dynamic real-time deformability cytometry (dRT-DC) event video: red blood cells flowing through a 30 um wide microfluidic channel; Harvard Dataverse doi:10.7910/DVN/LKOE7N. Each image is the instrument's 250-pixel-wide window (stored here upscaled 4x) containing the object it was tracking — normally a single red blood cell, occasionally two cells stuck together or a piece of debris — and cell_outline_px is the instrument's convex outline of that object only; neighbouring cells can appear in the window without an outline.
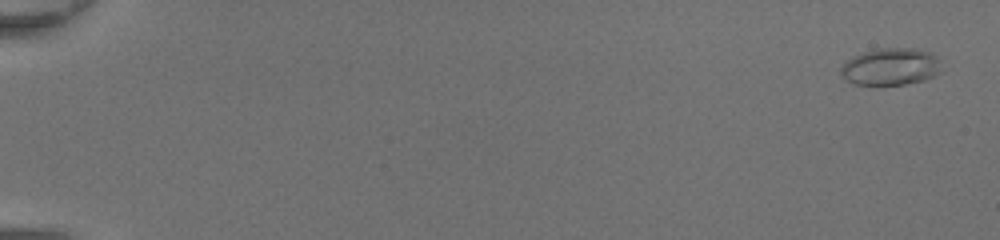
{"species": "common noctule bat (a hibernating species)", "species_latin": "Nyctalus noctula", "temperature_condition": "room temperature", "stored_images_in_passage": 49, "camera_frame_rate_fps": 3000, "um_per_image_px": 0.085, "animal": {"sex": "female", "body_mass_g": 20.0, "forearm_length_mm": 54.0}, "frame": {"image": 1, "passage_image": 2, "time_ms": 0.333, "image_size_px": [1000, 240], "cell_outline_px": [[944, 72], [924, 80], [904, 84], [852, 84], [844, 80], [840, 72], [840, 68], [852, 56], [864, 52], [880, 48], [916, 48], [932, 52], [940, 60]], "centroid_in_image_um": [75.76, 5.66], "position_along_channel_um": 9.2, "area_um2": 22.08}}
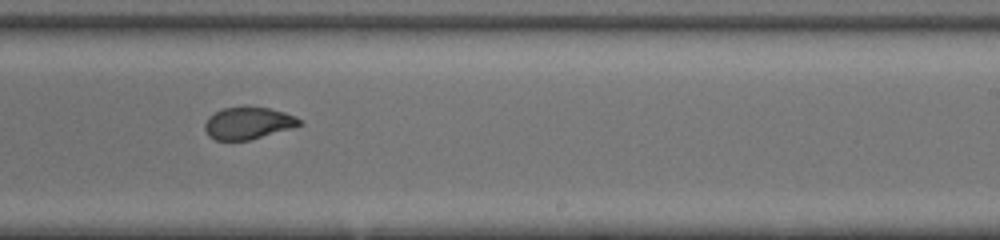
{"frame": {"image": 2, "passage_image": 33, "time_ms": 10.667, "image_size_px": [1000, 240], "cell_outline_px": [[304, 124], [292, 128], [248, 140], [216, 140], [208, 136], [204, 128], [204, 124], [208, 116], [224, 108], [244, 104], [268, 108], [284, 112], [296, 116], [304, 120]], "centroid_in_image_um": [21.1, 10.43], "position_along_channel_um": 267.9, "area_um2": 18.15}}
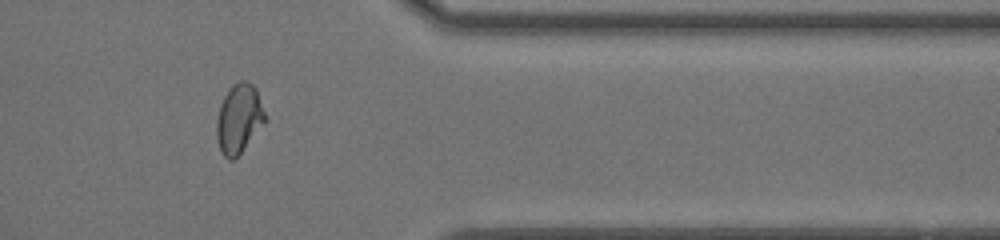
{"frame": {"image": 3, "passage_image": 42, "time_ms": 13.667, "image_size_px": [1000, 240], "cell_outline_px": [[264, 120], [240, 152], [232, 160], [228, 160], [220, 152], [216, 136], [216, 120], [220, 104], [228, 88], [232, 84], [240, 80], [244, 80], [252, 84], [256, 88], [264, 112]], "centroid_in_image_um": [20.24, 10.04], "position_along_channel_um": 391.2, "area_um2": 19.07}}